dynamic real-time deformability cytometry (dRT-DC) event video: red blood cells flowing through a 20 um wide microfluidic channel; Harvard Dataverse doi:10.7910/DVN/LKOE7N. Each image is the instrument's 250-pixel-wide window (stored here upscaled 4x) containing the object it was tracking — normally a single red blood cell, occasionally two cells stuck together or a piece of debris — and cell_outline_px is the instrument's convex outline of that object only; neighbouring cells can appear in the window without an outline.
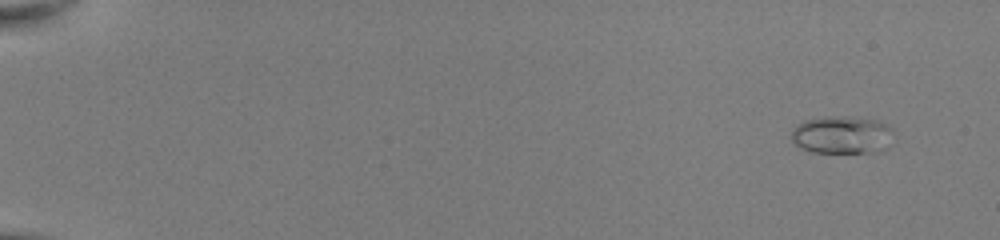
{"species": "common noctule bat (a hibernating species)", "species_latin": "Nyctalus noctula", "temperature_condition": "room temperature", "stored_images_in_passage": 51, "camera_frame_rate_fps": 3000, "um_per_image_px": 0.085, "animal": {"sex": "female", "body_mass_g": 22.0, "forearm_length_mm": 56.7}, "frame": {"image": 1, "passage_image": 3, "time_ms": 0.667, "image_size_px": [1000, 240], "cell_outline_px": [[892, 128], [868, 152], [812, 152], [800, 148], [788, 136], [792, 128], [796, 124], [808, 120], [824, 116], [848, 116], [872, 120], [888, 124]], "centroid_in_image_um": [71.27, 11.41], "position_along_channel_um": 13.7, "area_um2": 21.1}}
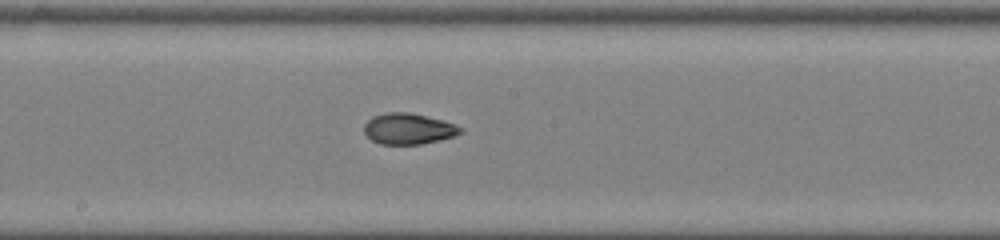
{"frame": {"image": 2, "passage_image": 30, "time_ms": 9.667, "image_size_px": [1000, 240], "cell_outline_px": [[464, 128], [460, 132], [452, 136], [440, 140], [420, 144], [380, 144], [372, 140], [364, 132], [364, 124], [372, 116], [384, 112], [408, 112], [444, 120]], "centroid_in_image_um": [34.69, 10.93], "position_along_channel_um": 213.5, "area_um2": 17.34}}
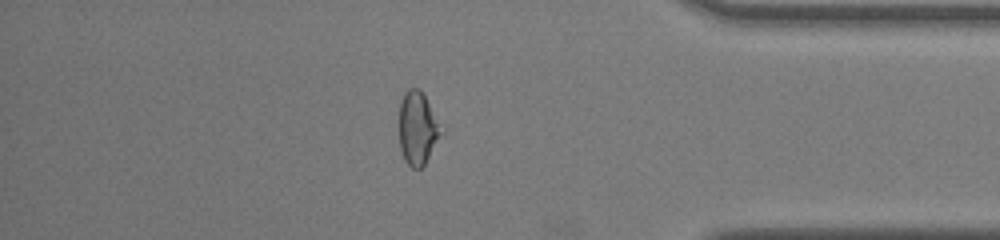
{"frame": {"image": 3, "passage_image": 45, "time_ms": 14.667, "image_size_px": [1000, 240], "cell_outline_px": [[444, 132], [424, 164], [420, 168], [412, 168], [404, 160], [400, 148], [400, 100], [404, 92], [408, 88], [420, 88]], "centroid_in_image_um": [35.49, 10.89], "position_along_channel_um": 399.7, "area_um2": 17.74}, "authors_computed_cell_mechanics": {"area_um2": 17.7446, "velocity_mm_per_s": 4.0767, "shape_relaxation_time_tau1_ms": 7.5164, "shape_relaxation_time_tau2_ms": 2.0567, "deformation_change_tau1": 0.1971, "deformation_change_tau2": 0.0763}}